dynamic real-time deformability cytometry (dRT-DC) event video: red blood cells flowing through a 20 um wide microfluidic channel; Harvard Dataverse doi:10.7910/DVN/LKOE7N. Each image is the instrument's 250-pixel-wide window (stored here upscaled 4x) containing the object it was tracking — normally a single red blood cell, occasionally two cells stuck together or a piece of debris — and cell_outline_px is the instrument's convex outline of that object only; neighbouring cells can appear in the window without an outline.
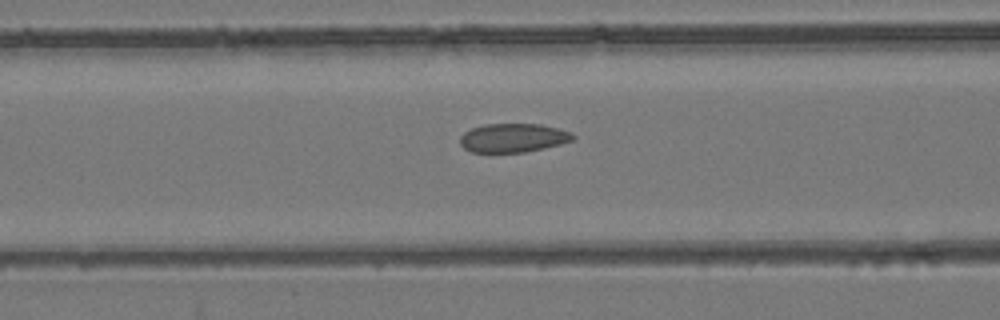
{"species": "common noctule bat (a hibernating species)", "species_latin": "Nyctalus noctula", "temperature_condition": "room temperature", "stored_images_in_passage": 36, "camera_frame_rate_fps": 3000, "um_per_image_px": 0.085, "animal": {"sex": "female", "body_mass_g": 24.6, "forearm_length_mm": 56.2}, "frame": {"image": 1, "passage_image": 19, "time_ms": 6.0, "image_size_px": [1000, 320], "cell_outline_px": [[576, 136], [572, 140], [560, 144], [544, 148], [524, 152], [472, 152], [464, 148], [460, 144], [460, 136], [464, 132], [472, 128], [484, 124], [540, 124], [572, 132]], "centroid_in_image_um": [43.61, 11.71], "position_along_channel_um": 123.0, "area_um2": 18.9}}
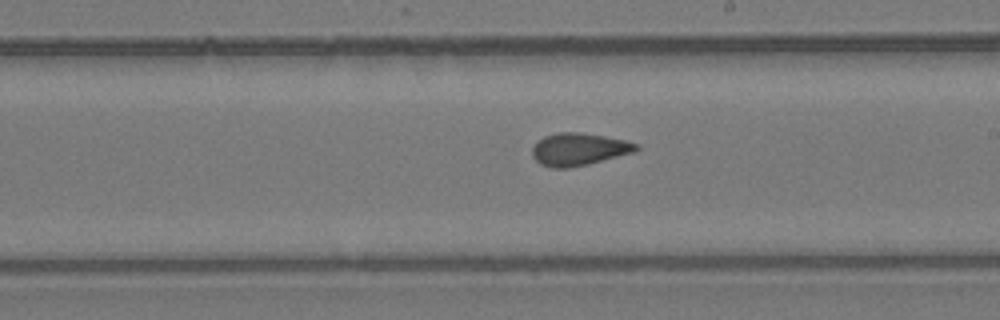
{"frame": {"image": 2, "passage_image": 28, "time_ms": 9.0, "image_size_px": [1000, 320], "cell_outline_px": [[640, 148], [636, 152], [588, 164], [568, 168], [552, 168], [540, 164], [532, 156], [532, 148], [536, 140], [544, 136], [556, 132], [576, 132], [604, 136], [624, 140], [640, 144]], "centroid_in_image_um": [49.2, 12.69], "position_along_channel_um": 239.8, "area_um2": 19.88}}
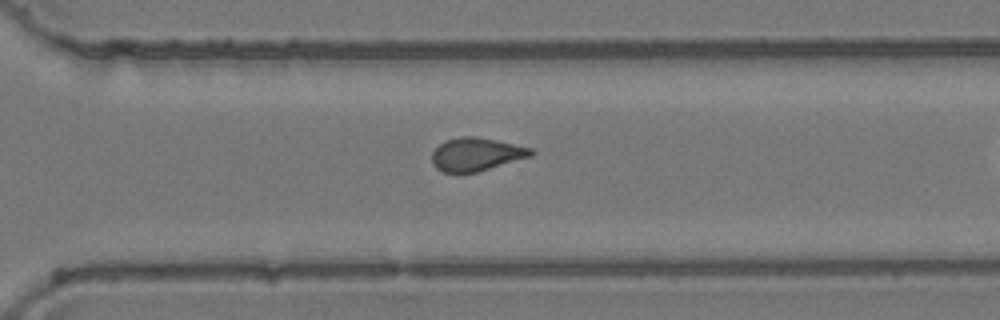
{"frame": {"image": 3, "passage_image": 35, "time_ms": 11.333, "image_size_px": [1000, 320], "cell_outline_px": [[536, 152], [532, 156], [476, 172], [444, 172], [436, 168], [432, 164], [432, 152], [444, 140], [460, 136], [476, 136], [496, 140], [532, 148]], "centroid_in_image_um": [40.48, 13.1], "position_along_channel_um": 330.1, "area_um2": 19.13}}